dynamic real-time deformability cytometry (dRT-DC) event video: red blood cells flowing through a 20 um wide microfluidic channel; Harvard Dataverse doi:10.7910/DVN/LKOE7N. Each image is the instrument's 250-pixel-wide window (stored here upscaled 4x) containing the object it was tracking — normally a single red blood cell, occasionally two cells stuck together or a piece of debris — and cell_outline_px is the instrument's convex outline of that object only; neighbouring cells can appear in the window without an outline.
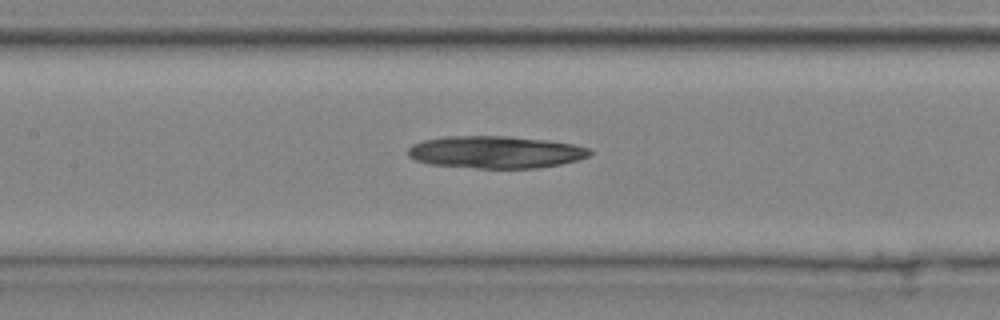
{"species": "common noctule bat (a hibernating species)", "species_latin": "Nyctalus noctula", "temperature_condition": "cold", "stored_images_in_passage": 43, "camera_frame_rate_fps": 3000, "um_per_image_px": 0.085, "animal": {"sex": "male", "body_mass_g": 20.4}, "frame": {"image": 1, "passage_image": 21, "time_ms": 6.667, "image_size_px": [1000, 320], "cell_outline_px": [[592, 152], [588, 156], [580, 160], [560, 164], [536, 168], [476, 168], [428, 164], [416, 160], [408, 156], [408, 148], [412, 144], [424, 140], [444, 136], [508, 136], [548, 140], [572, 144], [592, 148]], "centroid_in_image_um": [42.13, 12.93], "position_along_channel_um": 165.3, "area_um2": 34.39}}
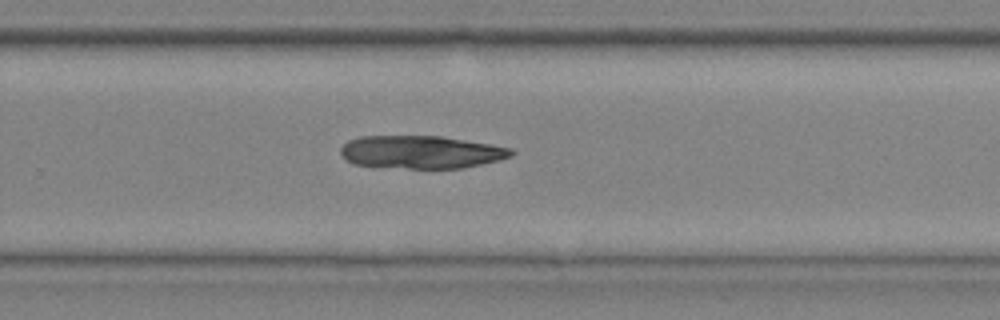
{"frame": {"image": 2, "passage_image": 30, "time_ms": 9.667, "image_size_px": [1000, 320], "cell_outline_px": [[516, 152], [512, 156], [500, 160], [464, 168], [408, 168], [356, 164], [344, 160], [340, 152], [340, 148], [348, 140], [360, 136], [440, 136], [512, 148]], "centroid_in_image_um": [35.8, 12.92], "position_along_channel_um": 294.0, "area_um2": 32.6}}
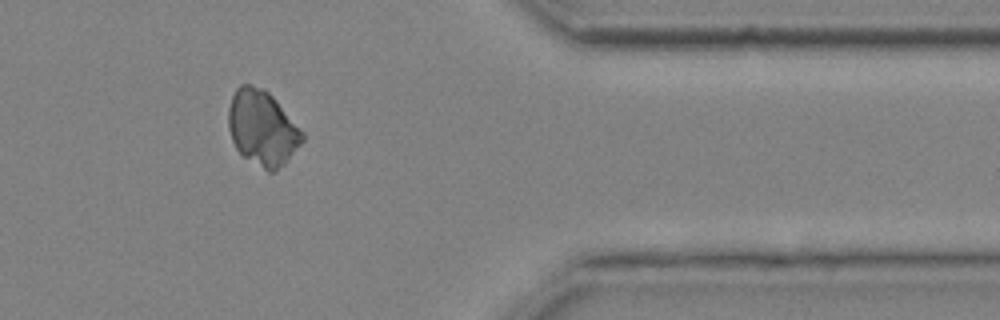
{"frame": {"image": 3, "passage_image": 38, "time_ms": 12.333, "image_size_px": [1000, 320], "cell_outline_px": [[304, 140], [284, 164], [276, 172], [268, 172], [244, 156], [236, 148], [232, 140], [228, 128], [228, 108], [232, 96], [236, 88], [240, 84], [252, 84], [264, 88], [276, 100], [304, 132]], "centroid_in_image_um": [22.29, 10.87], "position_along_channel_um": 389.1, "area_um2": 32.43}}